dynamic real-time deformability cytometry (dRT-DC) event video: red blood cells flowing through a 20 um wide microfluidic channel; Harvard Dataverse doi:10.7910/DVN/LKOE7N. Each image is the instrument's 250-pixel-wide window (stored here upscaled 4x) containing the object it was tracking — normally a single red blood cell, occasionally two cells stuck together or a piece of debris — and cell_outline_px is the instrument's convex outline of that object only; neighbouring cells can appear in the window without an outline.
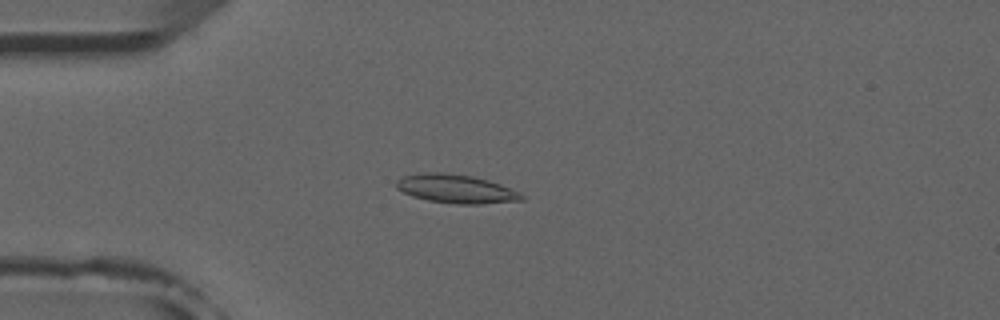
{"species": "common noctule bat (a hibernating species)", "species_latin": "Nyctalus noctula", "temperature_condition": "room temperature", "stored_images_in_passage": 33, "camera_frame_rate_fps": 3000, "um_per_image_px": 0.085, "animal": {"sex": "male", "forearm_length_mm": 52.5}, "frame": {"image": 1, "passage_image": 5, "time_ms": 1.333, "image_size_px": [1000, 320], "cell_outline_px": [[524, 200], [480, 204], [456, 204], [428, 200], [412, 196], [396, 188], [396, 180], [404, 176], [424, 172], [440, 172], [472, 176], [488, 180], [500, 184], [520, 192], [524, 196]], "centroid_in_image_um": [38.77, 16.05], "position_along_channel_um": 46.2, "area_um2": 20.87}}
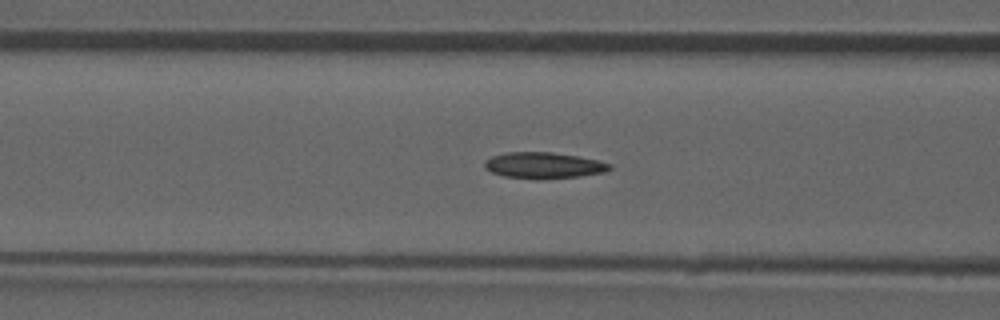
{"frame": {"image": 2, "passage_image": 12, "time_ms": 3.667, "image_size_px": [1000, 320], "cell_outline_px": [[612, 168], [604, 172], [580, 176], [540, 180], [536, 180], [504, 176], [492, 172], [484, 168], [484, 160], [492, 156], [504, 152], [552, 152], [576, 156], [596, 160], [612, 164]], "centroid_in_image_um": [46.17, 14.06], "position_along_channel_um": 120.4, "area_um2": 19.25}}
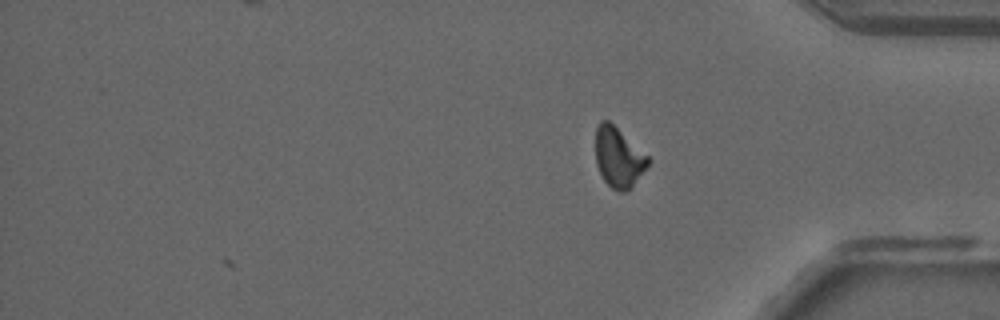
{"frame": {"image": 3, "passage_image": 33, "time_ms": 10.667, "image_size_px": [1000, 320], "cell_outline_px": [[652, 160], [632, 188], [624, 192], [616, 192], [604, 180], [596, 164], [596, 128], [600, 120], [608, 120], [648, 156]], "centroid_in_image_um": [52.58, 13.41], "position_along_channel_um": 382.6, "area_um2": 18.32}, "authors_computed_cell_mechanics": {"area_um2": 19.0162, "velocity_mm_per_s": 3.9066, "shape_relaxation_time_tau1_ms": null, "shape_relaxation_time_tau2_ms": 8.2477, "deformation_change_tau1": null, "deformation_change_tau2": 0.1443}}